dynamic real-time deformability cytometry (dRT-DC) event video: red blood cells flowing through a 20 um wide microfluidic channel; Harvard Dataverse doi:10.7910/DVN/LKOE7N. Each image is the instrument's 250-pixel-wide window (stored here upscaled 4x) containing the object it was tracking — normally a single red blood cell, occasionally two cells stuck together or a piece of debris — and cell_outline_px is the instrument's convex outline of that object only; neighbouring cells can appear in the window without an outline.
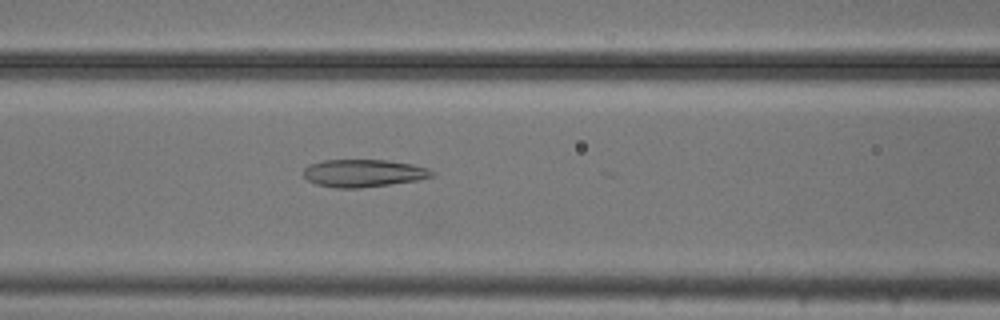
{"species": "common noctule bat (a hibernating species)", "species_latin": "Nyctalus noctula", "temperature_condition": "cold", "stored_images_in_passage": 47, "camera_frame_rate_fps": 3000, "um_per_image_px": 0.085, "animal": {"sex": "male", "body_mass_g": 20.5, "forearm_length_mm": 52.5}, "frame": {"image": 1, "passage_image": 16, "time_ms": 5.0, "image_size_px": [1000, 320], "cell_outline_px": [[432, 176], [416, 180], [360, 188], [336, 188], [316, 184], [308, 180], [304, 176], [304, 168], [308, 164], [324, 160], [388, 160], [412, 164], [428, 168], [432, 172]], "centroid_in_image_um": [30.84, 14.71], "position_along_channel_um": 135.8, "area_um2": 20.46}}
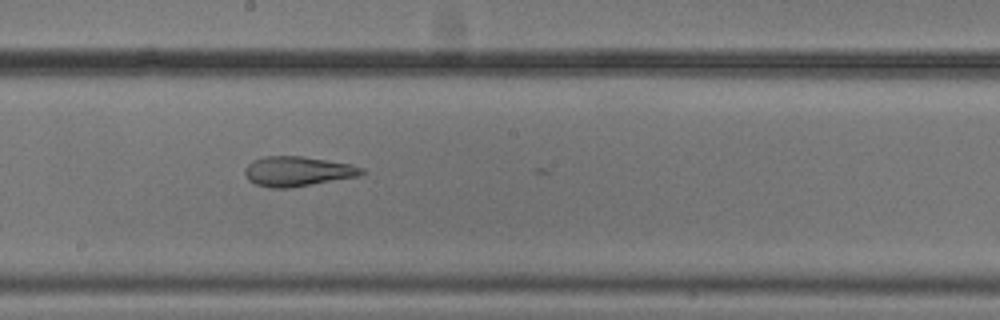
{"frame": {"image": 2, "passage_image": 23, "time_ms": 7.333, "image_size_px": [1000, 320], "cell_outline_px": [[368, 172], [356, 176], [288, 188], [268, 188], [256, 184], [248, 180], [244, 172], [244, 168], [252, 160], [264, 156], [304, 156], [352, 164], [364, 168]], "centroid_in_image_um": [25.27, 14.55], "position_along_channel_um": 222.9, "area_um2": 20.35}}
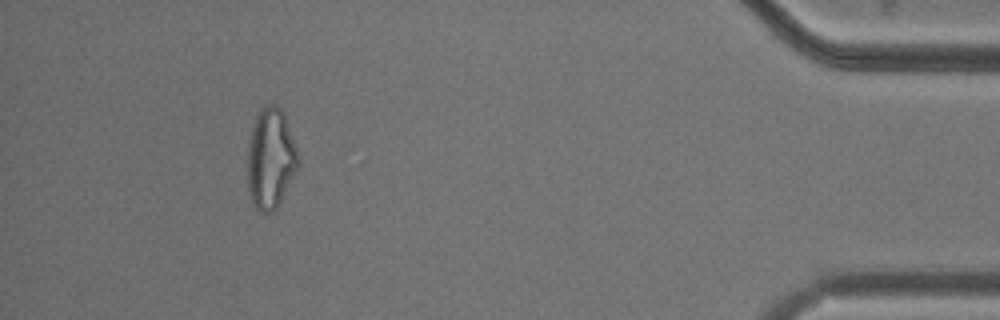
{"frame": {"image": 3, "passage_image": 43, "time_ms": 14.0, "image_size_px": [1000, 320], "cell_outline_px": [[300, 164], [276, 208], [272, 212], [260, 212], [252, 204], [248, 188], [248, 144], [252, 128], [256, 116], [264, 104], [276, 104], [284, 112], [300, 156]], "centroid_in_image_um": [23.02, 13.45], "position_along_channel_um": 412.2, "area_um2": 29.82}, "authors_computed_cell_mechanics": {"area_um2": 24.9696, "velocity_mm_per_s": 3.7435, "shape_relaxation_time_tau1_ms": null, "shape_relaxation_time_tau2_ms": 2.5615, "deformation_change_tau1": null, "deformation_change_tau2": 0.1109}}